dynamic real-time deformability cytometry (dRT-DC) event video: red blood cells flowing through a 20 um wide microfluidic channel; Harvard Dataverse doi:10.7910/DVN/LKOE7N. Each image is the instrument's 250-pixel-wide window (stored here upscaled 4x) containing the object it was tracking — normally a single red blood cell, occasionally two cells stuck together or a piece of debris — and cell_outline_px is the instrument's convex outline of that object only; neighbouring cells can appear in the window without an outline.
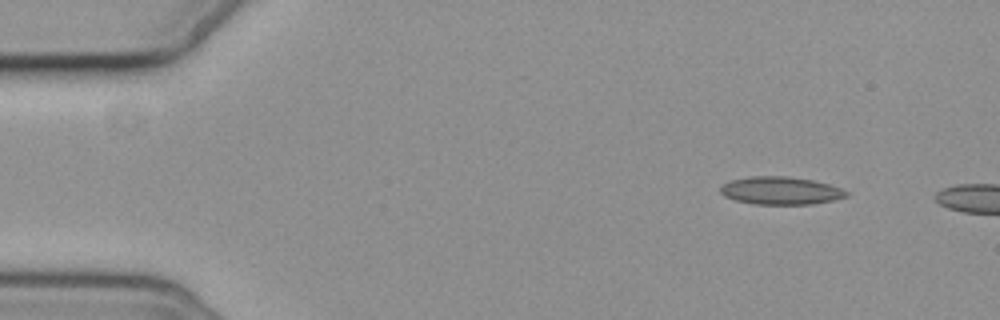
{"species": "common noctule bat (a hibernating species)", "species_latin": "Nyctalus noctula", "temperature_condition": "cold", "stored_images_in_passage": 5, "camera_frame_rate_fps": 3000, "um_per_image_px": 0.085, "animal": {"sex": "female", "body_mass_g": 19.3, "forearm_length_mm": 54.1}, "frame": {"image": 1, "passage_image": 5, "time_ms": 5.667, "image_size_px": [1000, 320], "cell_outline_px": [[848, 196], [836, 200], [812, 204], [752, 204], [736, 200], [724, 196], [720, 192], [720, 188], [724, 184], [732, 180], [752, 176], [784, 176], [812, 180], [828, 184], [840, 188], [848, 192]], "centroid_in_image_um": [66.37, 16.21], "position_along_channel_um": 18.6, "area_um2": 20.29}}